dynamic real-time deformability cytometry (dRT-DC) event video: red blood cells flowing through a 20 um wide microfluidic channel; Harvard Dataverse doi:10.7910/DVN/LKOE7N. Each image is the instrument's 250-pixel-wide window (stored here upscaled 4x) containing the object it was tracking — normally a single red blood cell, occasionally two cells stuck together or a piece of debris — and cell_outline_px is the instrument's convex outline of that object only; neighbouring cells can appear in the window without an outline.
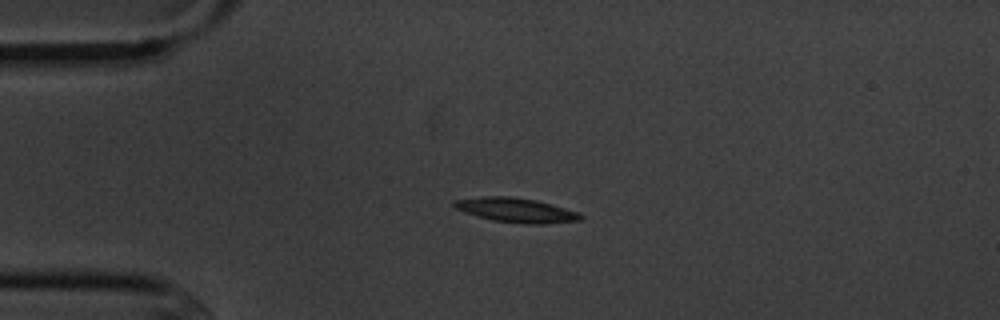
{"species": "common noctule bat (a hibernating species)", "species_latin": "Nyctalus noctula", "temperature_condition": "cold", "stored_images_in_passage": 2, "camera_frame_rate_fps": 3000, "um_per_image_px": 0.085, "animal": {"sex": "male", "body_mass_g": 20.1, "forearm_length_mm": 53.5}, "frame": {"image": 1, "passage_image": 1, "time_ms": 0.0, "image_size_px": [1000, 320], "cell_outline_px": [[584, 216], [580, 220], [544, 224], [524, 224], [492, 220], [476, 216], [464, 212], [456, 208], [452, 204], [452, 200], [484, 196], [512, 196], [536, 200], [580, 212]], "centroid_in_image_um": [43.86, 17.86], "position_along_channel_um": 41.1, "area_um2": 18.15}}